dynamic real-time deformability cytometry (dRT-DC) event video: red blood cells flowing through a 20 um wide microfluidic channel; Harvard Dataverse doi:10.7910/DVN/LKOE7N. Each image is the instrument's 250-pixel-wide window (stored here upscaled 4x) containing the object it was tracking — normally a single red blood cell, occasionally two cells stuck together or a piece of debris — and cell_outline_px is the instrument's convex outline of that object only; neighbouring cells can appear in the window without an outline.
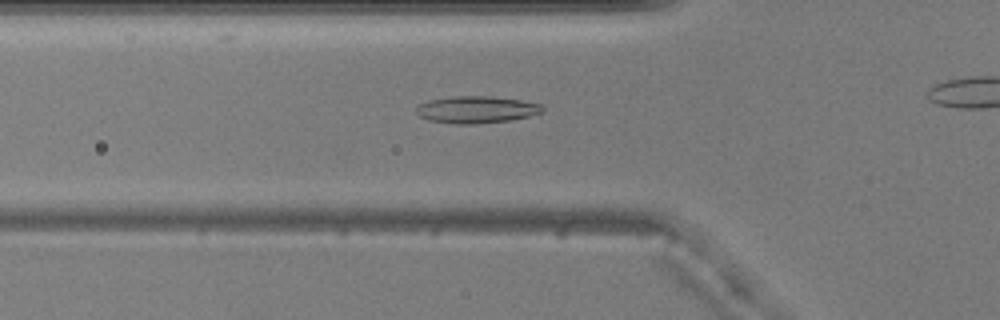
{"species": "common noctule bat (a hibernating species)", "species_latin": "Nyctalus noctula", "temperature_condition": "warm", "stored_images_in_passage": 39, "camera_frame_rate_fps": 3000, "um_per_image_px": 0.085, "animal": {"sex": "male", "body_mass_g": 20.5, "forearm_length_mm": 52.5}, "frame": {"image": 1, "passage_image": 13, "time_ms": 4.0, "image_size_px": [1000, 320], "cell_outline_px": [[544, 112], [512, 120], [476, 124], [456, 124], [432, 120], [420, 116], [416, 112], [416, 108], [420, 104], [428, 100], [452, 96], [488, 96], [520, 100], [540, 104], [544, 108]], "centroid_in_image_um": [40.51, 9.31], "position_along_channel_um": 85.3, "area_um2": 19.77}}
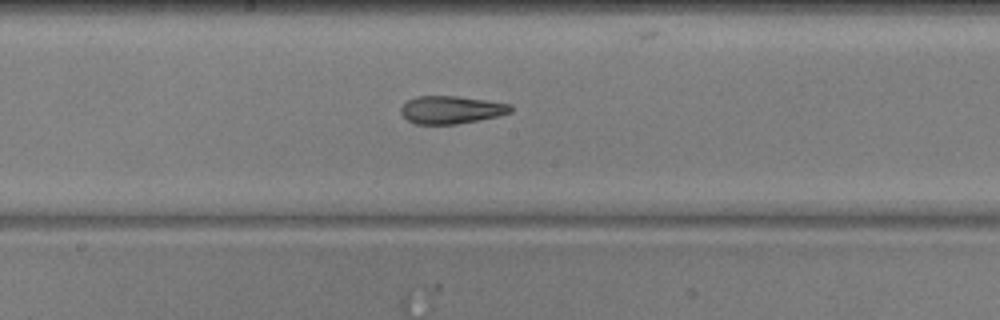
{"frame": {"image": 2, "passage_image": 23, "time_ms": 7.333, "image_size_px": [1000, 320], "cell_outline_px": [[512, 112], [496, 116], [456, 124], [416, 124], [408, 120], [400, 112], [400, 108], [408, 100], [416, 96], [456, 96], [488, 100], [512, 104]], "centroid_in_image_um": [38.35, 9.32], "position_along_channel_um": 209.8, "area_um2": 17.69}}
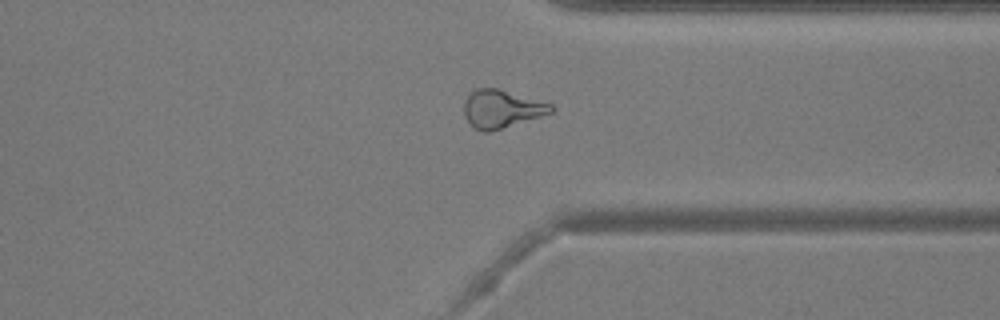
{"frame": {"image": 3, "passage_image": 36, "time_ms": 11.667, "image_size_px": [1000, 320], "cell_outline_px": [[556, 108], [552, 112], [540, 116], [488, 132], [484, 132], [476, 128], [464, 116], [464, 100], [476, 88], [496, 88], [552, 104]], "centroid_in_image_um": [42.63, 9.24], "position_along_channel_um": 368.8, "area_um2": 18.79}}